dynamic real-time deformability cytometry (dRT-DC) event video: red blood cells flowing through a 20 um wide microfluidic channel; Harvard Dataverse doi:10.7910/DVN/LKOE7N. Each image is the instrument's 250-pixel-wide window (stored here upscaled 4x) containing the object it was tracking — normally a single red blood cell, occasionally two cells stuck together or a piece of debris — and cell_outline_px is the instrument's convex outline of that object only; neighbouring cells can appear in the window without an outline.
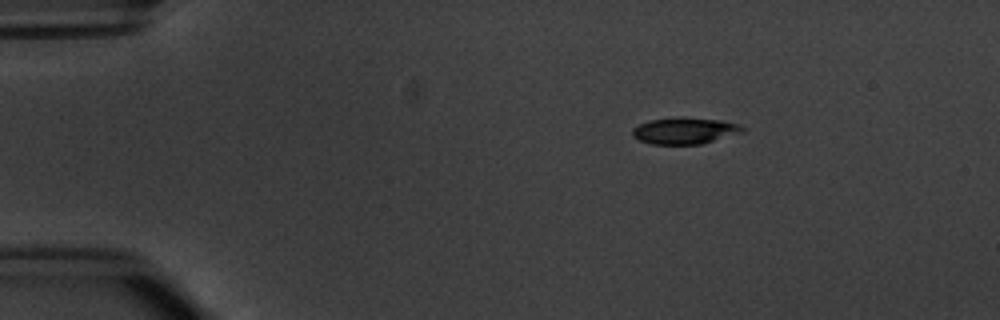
{"species": "common noctule bat (a hibernating species)", "species_latin": "Nyctalus noctula", "temperature_condition": "warm", "stored_images_in_passage": 45, "camera_frame_rate_fps": 3000, "um_per_image_px": 0.085, "animal": {"sex": "male", "body_mass_g": 20.1, "forearm_length_mm": 53.5}, "frame": {"image": 1, "passage_image": 1, "time_ms": 0.0, "image_size_px": [1000, 320], "cell_outline_px": [[744, 132], [700, 144], [652, 144], [640, 140], [632, 136], [632, 128], [648, 120], [680, 116], [684, 116], [720, 120], [740, 124], [744, 128]], "centroid_in_image_um": [58.2, 11.09], "position_along_channel_um": 26.8, "area_um2": 17.17}}
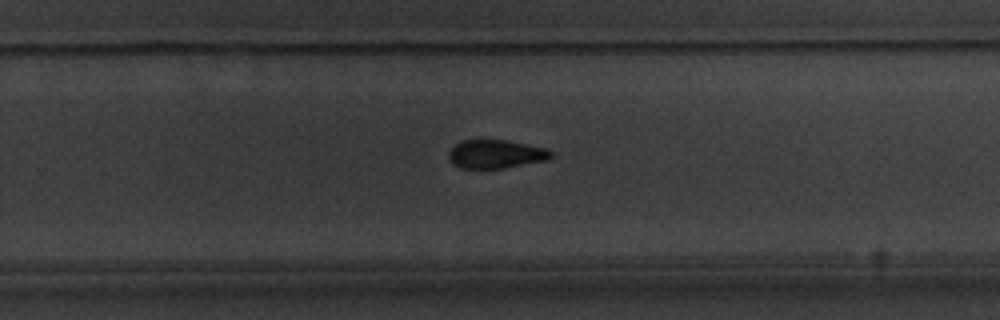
{"frame": {"image": 2, "passage_image": 27, "time_ms": 8.667, "image_size_px": [1000, 320], "cell_outline_px": [[552, 156], [548, 160], [504, 168], [460, 168], [452, 164], [448, 156], [448, 152], [460, 140], [504, 140], [548, 148], [552, 152]], "centroid_in_image_um": [42.14, 13.1], "position_along_channel_um": 287.7, "area_um2": 17.05}}
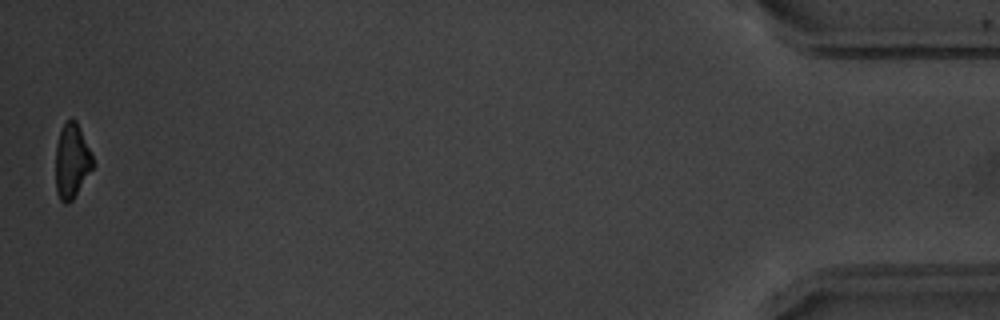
{"frame": {"image": 3, "passage_image": 45, "time_ms": 14.667, "image_size_px": [1000, 320], "cell_outline_px": [[92, 168], [72, 200], [68, 204], [64, 204], [60, 200], [56, 192], [56, 144], [60, 132], [64, 124], [72, 116], [76, 120], [92, 156]], "centroid_in_image_um": [6.07, 13.69], "position_along_channel_um": 429.1, "area_um2": 15.84}, "authors_computed_cell_mechanics": {"area_um2": 17.7446, "velocity_mm_per_s": 3.8196, "shape_relaxation_time_tau1_ms": 2.403, "shape_relaxation_time_tau2_ms": 11.1184, "deformation_change_tau1": 0.1305, "deformation_change_tau2": 0.1668}}